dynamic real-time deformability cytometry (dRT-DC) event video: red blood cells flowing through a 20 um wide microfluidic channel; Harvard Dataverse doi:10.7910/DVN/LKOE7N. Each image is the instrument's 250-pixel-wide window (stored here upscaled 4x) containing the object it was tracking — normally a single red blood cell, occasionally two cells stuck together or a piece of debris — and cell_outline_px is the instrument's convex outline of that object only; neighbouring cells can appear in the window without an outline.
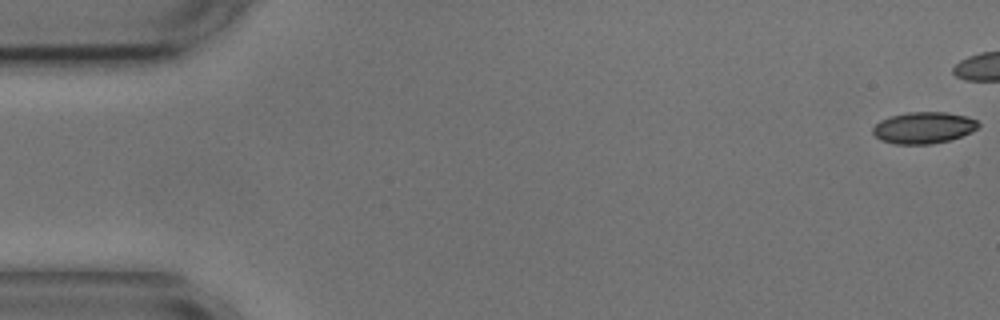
{"species": "common noctule bat (a hibernating species)", "species_latin": "Nyctalus noctula", "temperature_condition": "cold", "stored_images_in_passage": 7, "camera_frame_rate_fps": 3000, "um_per_image_px": 0.085, "animal": {"sex": "male", "body_mass_g": 17.9, "forearm_length_mm": 54.2}, "frame": {"image": 1, "passage_image": 1, "time_ms": 0.0, "image_size_px": [1000, 320], "cell_outline_px": [[980, 124], [972, 132], [948, 140], [932, 144], [896, 144], [880, 140], [872, 132], [872, 128], [880, 120], [892, 116], [908, 112], [948, 112], [964, 116], [976, 120]], "centroid_in_image_um": [78.49, 10.86], "position_along_channel_um": 6.5, "area_um2": 19.25}}